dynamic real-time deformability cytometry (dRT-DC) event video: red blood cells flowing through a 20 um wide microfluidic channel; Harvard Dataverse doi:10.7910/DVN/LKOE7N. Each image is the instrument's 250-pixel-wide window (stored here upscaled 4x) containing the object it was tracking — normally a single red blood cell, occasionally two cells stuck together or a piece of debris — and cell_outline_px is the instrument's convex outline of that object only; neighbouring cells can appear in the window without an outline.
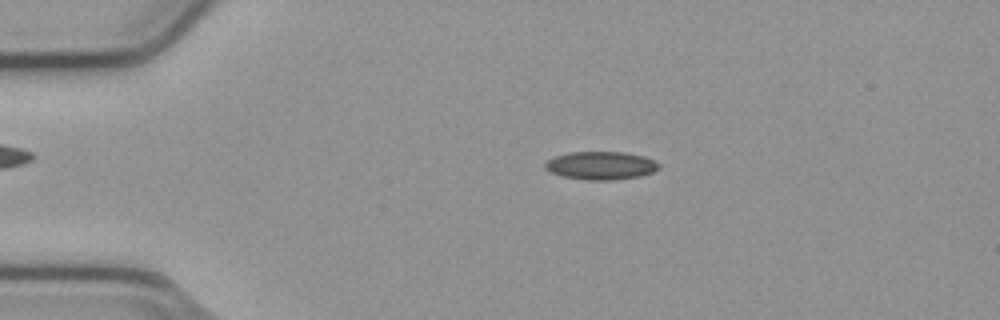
{"species": "common noctule bat (a hibernating species)", "species_latin": "Nyctalus noctula", "temperature_condition": "cold", "stored_images_in_passage": 54, "camera_frame_rate_fps": 3000, "um_per_image_px": 0.085, "animal": {"sex": "male", "body_mass_g": 23.1, "forearm_length_mm": 52.7}, "frame": {"image": 1, "passage_image": 11, "time_ms": 3.333, "image_size_px": [1000, 320], "cell_outline_px": [[660, 168], [652, 172], [640, 176], [612, 180], [588, 180], [564, 176], [552, 172], [544, 168], [544, 164], [548, 160], [556, 156], [568, 152], [624, 152], [644, 156], [660, 164]], "centroid_in_image_um": [51.09, 14.06], "position_along_channel_um": 33.9, "area_um2": 18.5}}
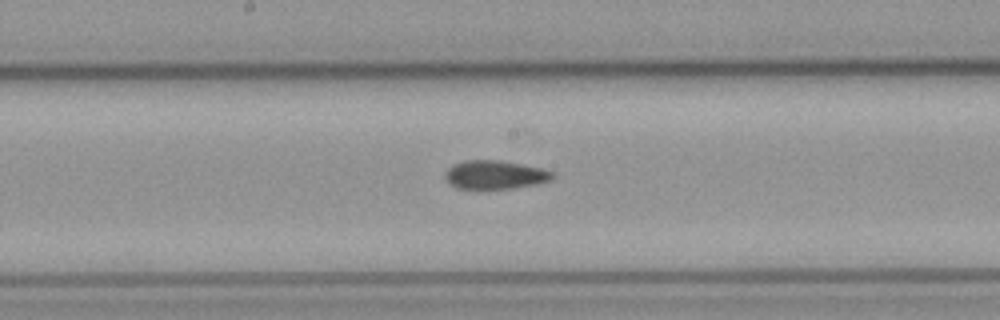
{"frame": {"image": 2, "passage_image": 28, "time_ms": 9.0, "image_size_px": [1000, 320], "cell_outline_px": [[556, 176], [552, 180], [540, 184], [516, 188], [484, 192], [476, 192], [456, 188], [448, 184], [444, 176], [444, 172], [452, 164], [464, 160], [500, 160], [540, 168], [552, 172]], "centroid_in_image_um": [42.01, 14.92], "position_along_channel_um": 206.2, "area_um2": 19.07}}
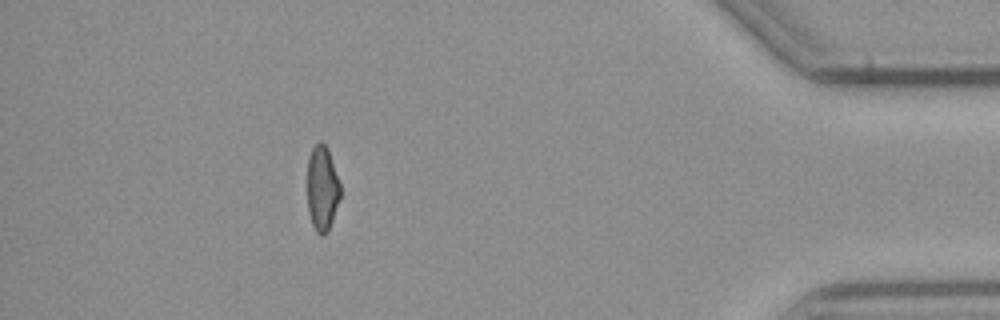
{"frame": {"image": 3, "passage_image": 48, "time_ms": 15.667, "image_size_px": [1000, 320], "cell_outline_px": [[340, 196], [328, 232], [324, 236], [320, 236], [316, 232], [312, 224], [308, 212], [308, 156], [312, 148], [320, 140], [328, 148], [340, 184]], "centroid_in_image_um": [27.38, 16.02], "position_along_channel_um": 407.8, "area_um2": 16.36}, "authors_computed_cell_mechanics": {"area_um2": 17.8602, "velocity_mm_per_s": 3.8232, "shape_relaxation_time_tau1_ms": null, "shape_relaxation_time_tau2_ms": 4.1534, "deformation_change_tau1": null, "deformation_change_tau2": 0.1207}}